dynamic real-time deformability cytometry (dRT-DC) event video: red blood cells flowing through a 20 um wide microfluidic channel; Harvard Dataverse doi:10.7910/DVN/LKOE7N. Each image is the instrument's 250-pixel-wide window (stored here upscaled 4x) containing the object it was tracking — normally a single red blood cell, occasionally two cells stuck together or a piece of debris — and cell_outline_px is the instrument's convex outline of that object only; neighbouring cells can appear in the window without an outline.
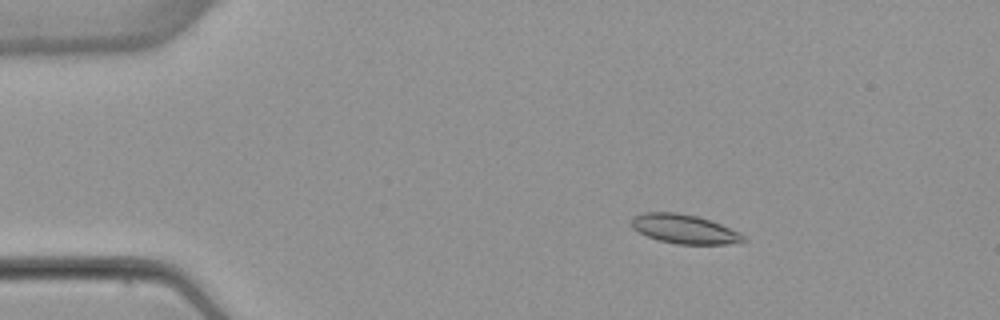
{"species": "common noctule bat (a hibernating species)", "species_latin": "Nyctalus noctula", "temperature_condition": "warm", "stored_images_in_passage": 46, "camera_frame_rate_fps": 3000, "um_per_image_px": 0.085, "animal": {"sex": "female", "body_mass_g": 22.7, "forearm_length_mm": 54.2}, "frame": {"image": 1, "passage_image": 2, "time_ms": 0.333, "image_size_px": [1000, 320], "cell_outline_px": [[748, 240], [728, 244], [676, 244], [660, 240], [648, 236], [632, 228], [632, 216], [644, 212], [676, 212], [696, 216], [720, 224], [740, 232], [748, 236]], "centroid_in_image_um": [58.2, 19.47], "position_along_channel_um": 26.8, "area_um2": 18.96}}
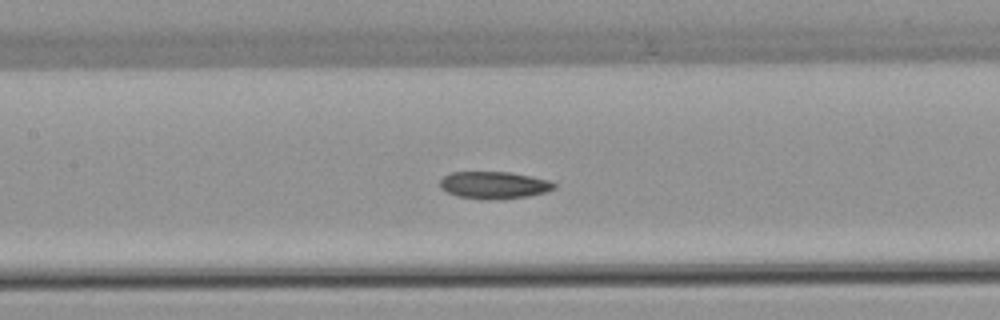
{"frame": {"image": 2, "passage_image": 18, "time_ms": 5.667, "image_size_px": [1000, 320], "cell_outline_px": [[556, 188], [544, 192], [528, 196], [456, 196], [440, 188], [440, 180], [444, 176], [452, 172], [512, 172], [552, 180], [556, 184]], "centroid_in_image_um": [42.03, 15.66], "position_along_channel_um": 165.4, "area_um2": 17.17}}
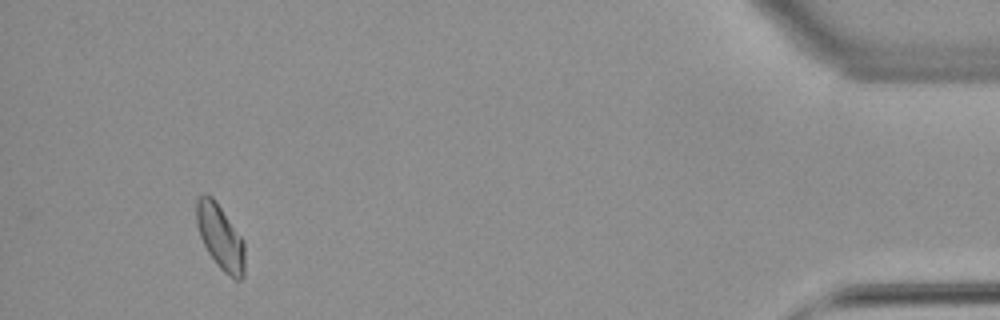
{"frame": {"image": 3, "passage_image": 43, "time_ms": 14.0, "image_size_px": [1000, 320], "cell_outline_px": [[244, 276], [240, 280], [236, 280], [224, 272], [216, 264], [208, 252], [200, 236], [196, 224], [196, 200], [204, 192], [208, 192], [216, 200], [244, 240]], "centroid_in_image_um": [18.72, 20.11], "position_along_channel_um": 416.5, "area_um2": 18.5}, "authors_computed_cell_mechanics": {"area_um2": 18.4382, "velocity_mm_per_s": 3.8705, "shape_relaxation_time_tau1_ms": null, "shape_relaxation_time_tau2_ms": 7.5678, "deformation_change_tau1": null, "deformation_change_tau2": 0.1195}}